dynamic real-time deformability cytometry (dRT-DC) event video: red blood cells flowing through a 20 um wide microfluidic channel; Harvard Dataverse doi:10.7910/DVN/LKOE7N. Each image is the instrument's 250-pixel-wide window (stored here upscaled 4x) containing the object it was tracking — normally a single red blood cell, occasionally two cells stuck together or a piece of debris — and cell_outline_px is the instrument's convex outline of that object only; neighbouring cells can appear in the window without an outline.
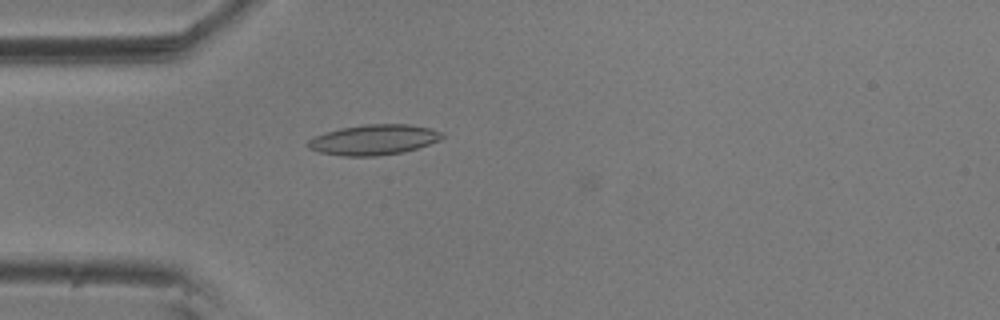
{"species": "common noctule bat (a hibernating species)", "species_latin": "Nyctalus noctula", "temperature_condition": "room temperature", "stored_images_in_passage": 41, "camera_frame_rate_fps": 3000, "um_per_image_px": 0.085, "animal": {"sex": "male", "body_mass_g": 20.5, "forearm_length_mm": 52.5}, "frame": {"image": 1, "passage_image": 1, "time_ms": 0.0, "image_size_px": [1000, 320], "cell_outline_px": [[444, 136], [440, 140], [404, 152], [376, 156], [340, 156], [320, 152], [308, 148], [304, 144], [312, 136], [340, 128], [364, 124], [408, 124], [428, 128], [444, 132]], "centroid_in_image_um": [31.72, 11.88], "position_along_channel_um": 53.3, "area_um2": 23.87}}
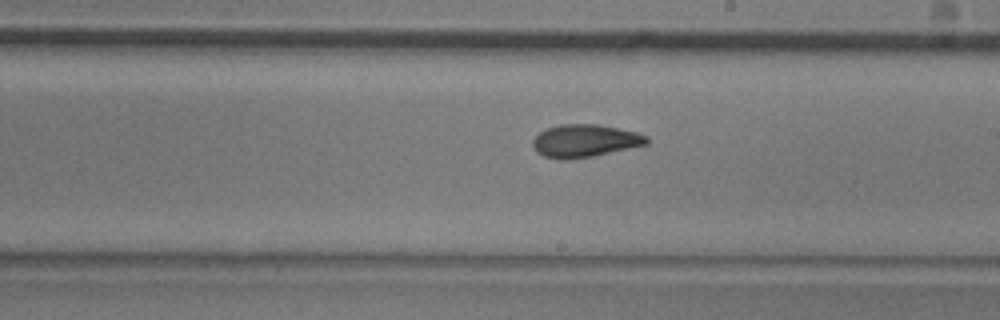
{"frame": {"image": 2, "passage_image": 17, "time_ms": 5.333, "image_size_px": [1000, 320], "cell_outline_px": [[648, 144], [592, 156], [564, 160], [560, 160], [544, 156], [536, 152], [532, 144], [532, 140], [540, 132], [548, 128], [560, 124], [596, 124], [636, 132], [648, 136]], "centroid_in_image_um": [49.69, 11.97], "position_along_channel_um": 239.3, "area_um2": 21.56}}
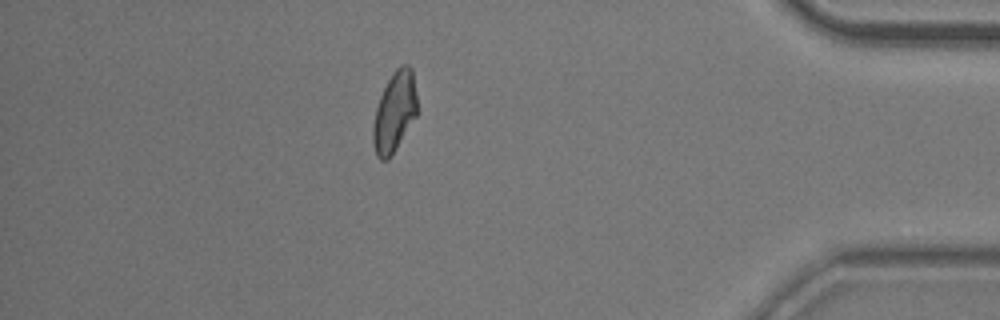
{"frame": {"image": 3, "passage_image": 34, "time_ms": 11.0, "image_size_px": [1000, 320], "cell_outline_px": [[416, 116], [396, 148], [388, 160], [380, 160], [376, 156], [372, 144], [372, 128], [376, 108], [380, 96], [392, 72], [400, 64], [408, 64], [412, 68], [416, 96]], "centroid_in_image_um": [33.51, 9.51], "position_along_channel_um": 401.7, "area_um2": 20.58}, "authors_computed_cell_mechanics": {"area_um2": 20.8658, "velocity_mm_per_s": 3.6003, "shape_relaxation_time_tau1_ms": 5.3144, "shape_relaxation_time_tau2_ms": 3.1839, "deformation_change_tau1": 0.1418, "deformation_change_tau2": 0.0889}}